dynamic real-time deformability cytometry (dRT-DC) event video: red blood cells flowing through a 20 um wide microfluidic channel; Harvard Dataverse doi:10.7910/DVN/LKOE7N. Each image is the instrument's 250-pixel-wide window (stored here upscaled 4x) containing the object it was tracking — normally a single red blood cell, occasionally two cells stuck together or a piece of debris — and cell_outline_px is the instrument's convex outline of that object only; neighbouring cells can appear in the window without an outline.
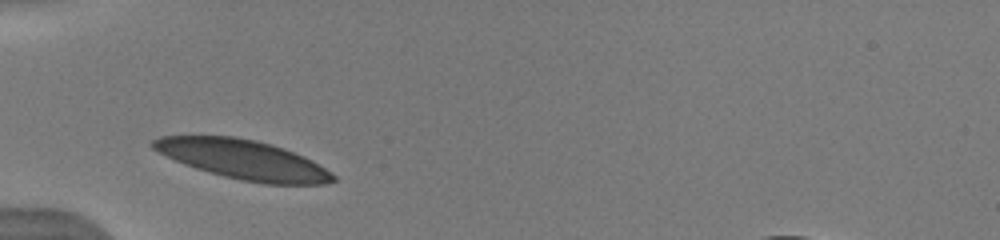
{"species": "human", "species_latin": "Homo sapiens", "temperature_condition": "warm", "stored_images_in_passage": 3, "camera_frame_rate_fps": 3000, "um_per_image_px": 0.085, "donor": {"sex": "male"}, "frame": {"image": 1, "passage_image": 1, "time_ms": 0.0, "image_size_px": [1000, 240], "cell_outline_px": [[336, 180], [324, 184], [264, 184], [224, 176], [196, 168], [184, 164], [152, 148], [148, 144], [152, 140], [160, 136], [236, 136], [256, 140], [272, 144], [284, 148], [304, 156], [312, 160], [332, 172], [336, 176]], "centroid_in_image_um": [20.7, 13.55], "position_along_channel_um": 64.3, "area_um2": 41.15}}